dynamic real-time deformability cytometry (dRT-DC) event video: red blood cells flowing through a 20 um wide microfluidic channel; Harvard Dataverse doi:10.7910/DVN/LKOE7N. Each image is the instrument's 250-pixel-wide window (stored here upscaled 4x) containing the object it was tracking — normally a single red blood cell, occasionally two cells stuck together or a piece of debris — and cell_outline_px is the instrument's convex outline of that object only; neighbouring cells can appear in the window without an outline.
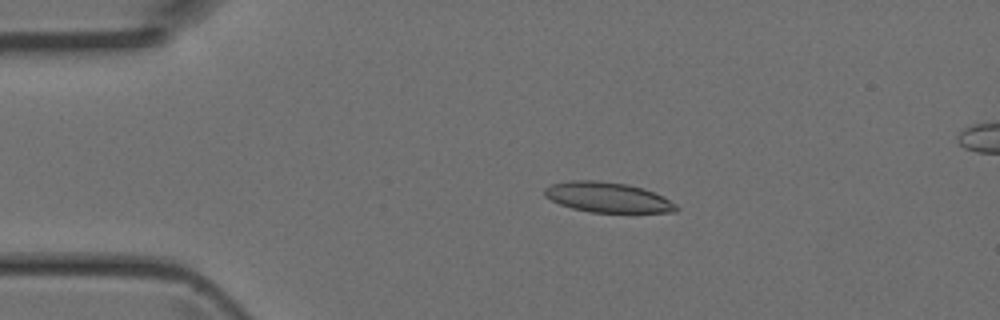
{"species": "Egyptian fruit bat (a non-hibernating species)", "species_latin": "Rousettus aegyptiacus", "temperature_condition": "room temperature", "stored_images_in_passage": 3, "camera_frame_rate_fps": 3000, "um_per_image_px": 0.085, "animal": {"sex": "female"}, "frame": {"image": 1, "passage_image": 2, "time_ms": 0.333, "image_size_px": [1000, 320], "cell_outline_px": [[680, 208], [676, 212], [592, 212], [572, 208], [560, 204], [544, 196], [544, 188], [552, 184], [572, 180], [600, 180], [628, 184], [644, 188], [664, 196], [676, 204]], "centroid_in_image_um": [51.68, 16.76], "position_along_channel_um": 33.3, "area_um2": 23.24}}